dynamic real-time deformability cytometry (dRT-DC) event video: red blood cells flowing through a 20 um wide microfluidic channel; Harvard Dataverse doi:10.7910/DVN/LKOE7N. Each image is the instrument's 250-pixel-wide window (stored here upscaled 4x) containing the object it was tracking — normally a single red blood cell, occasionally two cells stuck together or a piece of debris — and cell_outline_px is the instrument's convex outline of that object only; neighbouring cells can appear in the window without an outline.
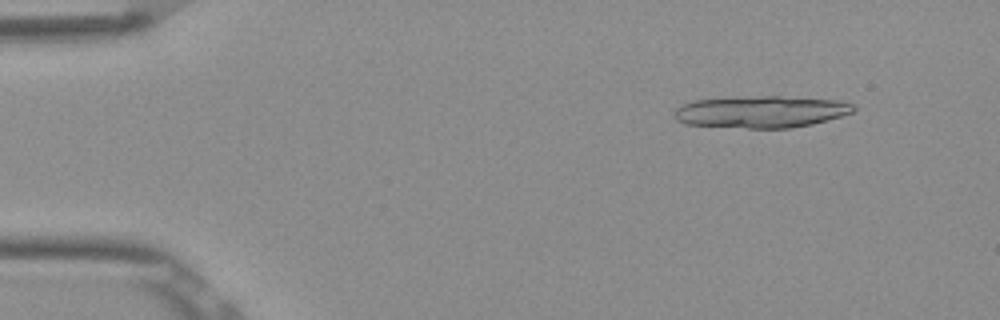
{"species": "Egyptian fruit bat (a non-hibernating species)", "species_latin": "Rousettus aegyptiacus", "temperature_condition": "room temperature", "stored_images_in_passage": 19, "camera_frame_rate_fps": 3000, "um_per_image_px": 0.085, "frame": {"image": 1, "passage_image": 6, "time_ms": 1.667, "image_size_px": [1000, 320], "cell_outline_px": [[856, 108], [852, 112], [840, 116], [812, 124], [792, 128], [748, 128], [684, 124], [676, 120], [672, 116], [676, 108], [684, 104], [696, 100], [764, 96], [780, 96], [840, 100], [852, 104]], "centroid_in_image_um": [64.69, 9.51], "position_along_channel_um": 20.3, "area_um2": 33.12}}